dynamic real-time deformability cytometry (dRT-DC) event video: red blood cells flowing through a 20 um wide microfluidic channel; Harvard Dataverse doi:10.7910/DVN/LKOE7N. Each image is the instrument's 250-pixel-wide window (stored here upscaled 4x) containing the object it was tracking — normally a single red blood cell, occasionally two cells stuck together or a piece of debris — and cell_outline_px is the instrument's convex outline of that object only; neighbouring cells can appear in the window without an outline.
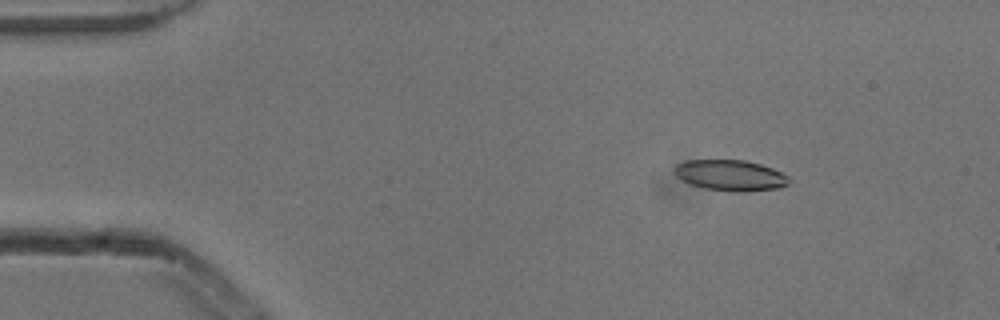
{"species": "common noctule bat (a hibernating species)", "species_latin": "Nyctalus noctula", "temperature_condition": "cold", "stored_images_in_passage": 3, "camera_frame_rate_fps": 3000, "um_per_image_px": 0.085, "animal": {"sex": "male", "body_mass_g": 13.3}, "frame": {"image": 1, "passage_image": 2, "time_ms": 0.333, "image_size_px": [1000, 320], "cell_outline_px": [[788, 184], [780, 188], [744, 192], [732, 192], [704, 188], [688, 184], [680, 180], [672, 172], [676, 164], [684, 160], [744, 160], [760, 164], [772, 168], [788, 176]], "centroid_in_image_um": [62.02, 14.91], "position_along_channel_um": 23.0, "area_um2": 20.87}}